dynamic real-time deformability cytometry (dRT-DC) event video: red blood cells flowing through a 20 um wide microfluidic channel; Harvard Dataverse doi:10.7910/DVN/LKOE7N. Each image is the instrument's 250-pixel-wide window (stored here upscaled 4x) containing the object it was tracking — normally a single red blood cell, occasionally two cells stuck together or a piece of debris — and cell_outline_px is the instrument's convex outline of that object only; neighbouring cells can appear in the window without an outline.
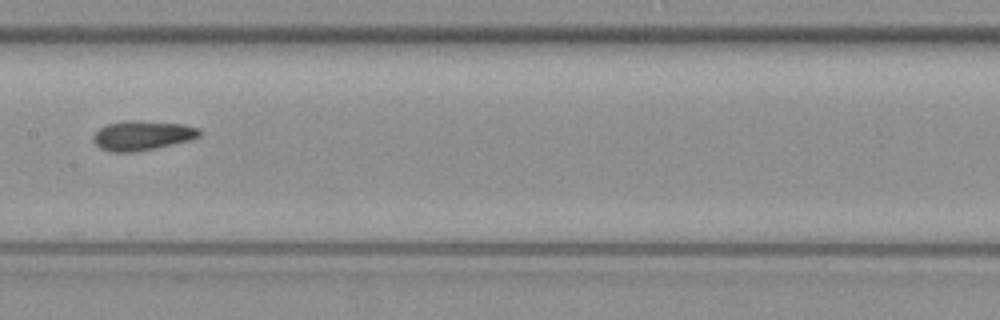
{"species": "common noctule bat (a hibernating species)", "species_latin": "Nyctalus noctula", "temperature_condition": "warm", "stored_images_in_passage": 7, "camera_frame_rate_fps": 3000, "um_per_image_px": 0.085, "animal": {"sex": "female", "body_mass_g": 19.3, "forearm_length_mm": 54.1}, "frame": {"image": 1, "passage_image": 7, "time_ms": 2.0, "image_size_px": [1000, 320], "cell_outline_px": [[204, 132], [200, 136], [188, 140], [172, 144], [132, 152], [112, 152], [100, 148], [92, 140], [92, 136], [100, 128], [108, 124], [124, 120], [140, 120], [180, 124], [200, 128]], "centroid_in_image_um": [12.08, 11.5], "position_along_channel_um": 195.3, "area_um2": 18.21}}